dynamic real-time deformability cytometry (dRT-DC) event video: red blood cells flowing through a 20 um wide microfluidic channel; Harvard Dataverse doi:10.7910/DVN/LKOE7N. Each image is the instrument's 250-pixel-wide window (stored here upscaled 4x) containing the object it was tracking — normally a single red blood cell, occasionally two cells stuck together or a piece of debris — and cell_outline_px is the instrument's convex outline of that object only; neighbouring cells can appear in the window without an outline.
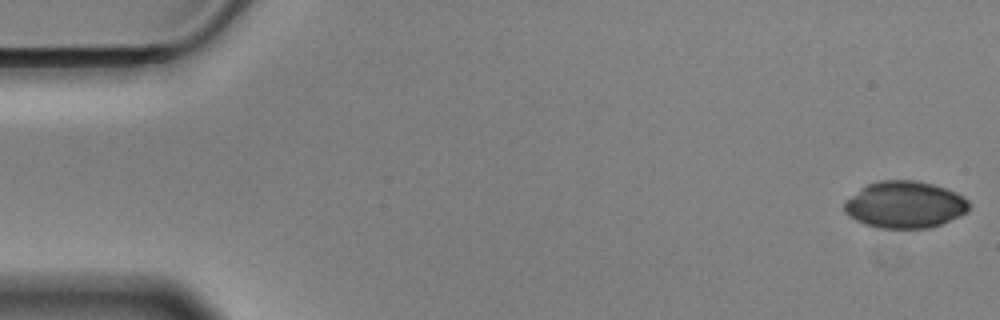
{"species": "Egyptian fruit bat (a non-hibernating species)", "species_latin": "Rousettus aegyptiacus", "temperature_condition": "cold", "stored_images_in_passage": 52, "camera_frame_rate_fps": 3000, "um_per_image_px": 0.085, "animal": {"sex": "male"}, "frame": {"image": 1, "passage_image": 1, "time_ms": 0.0, "image_size_px": [1000, 320], "cell_outline_px": [[968, 212], [940, 224], [928, 228], [876, 228], [864, 224], [848, 216], [844, 212], [844, 200], [860, 188], [868, 184], [880, 180], [916, 180], [932, 184], [956, 192], [964, 196], [968, 200]], "centroid_in_image_um": [76.87, 17.39], "position_along_channel_um": 8.1, "area_um2": 34.22}}
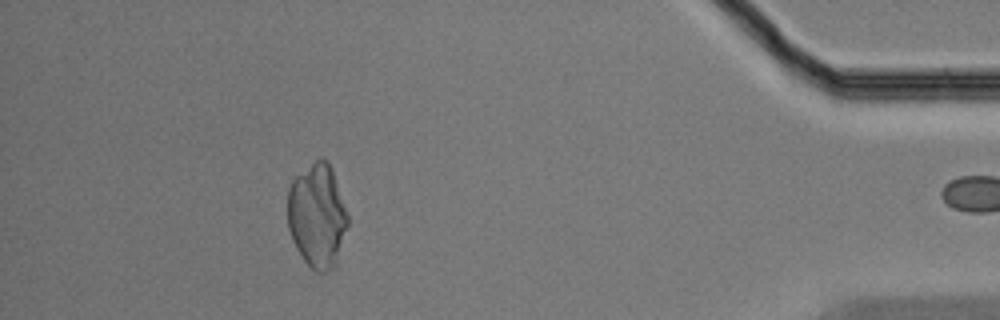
{"frame": {"image": 2, "passage_image": 51, "time_ms": 16.667, "image_size_px": [1000, 320], "cell_outline_px": [[348, 228], [336, 264], [332, 268], [324, 272], [316, 272], [304, 260], [296, 248], [292, 240], [288, 228], [288, 188], [292, 180], [296, 176], [320, 156], [324, 156], [328, 160], [332, 168], [348, 216]], "centroid_in_image_um": [26.97, 18.32], "position_along_channel_um": 408.2, "area_um2": 36.65}}